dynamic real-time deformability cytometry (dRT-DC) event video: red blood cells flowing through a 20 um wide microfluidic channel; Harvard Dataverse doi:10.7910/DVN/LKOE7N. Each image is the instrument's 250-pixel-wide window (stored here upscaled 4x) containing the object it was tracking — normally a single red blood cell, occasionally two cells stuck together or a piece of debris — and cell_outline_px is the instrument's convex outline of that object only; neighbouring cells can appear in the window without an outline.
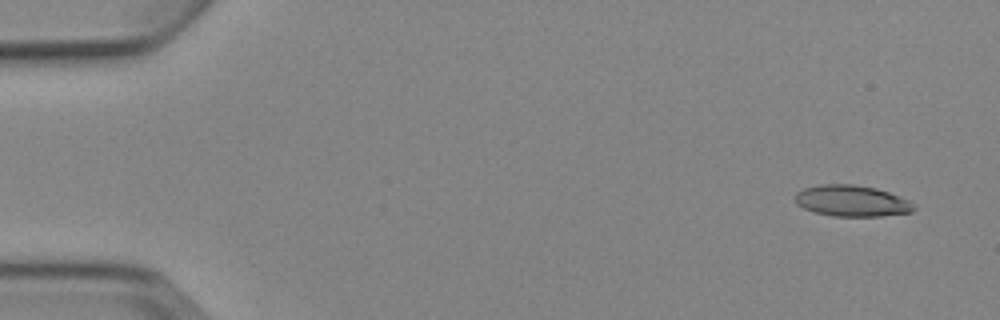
{"species": "Egyptian fruit bat (a non-hibernating species)", "species_latin": "Rousettus aegyptiacus", "temperature_condition": "cold", "stored_images_in_passage": 5, "camera_frame_rate_fps": 3000, "um_per_image_px": 0.085, "animal": {"sex": "female"}, "frame": {"image": 1, "passage_image": 1, "time_ms": 0.0, "image_size_px": [1000, 320], "cell_outline_px": [[916, 208], [912, 212], [880, 216], [832, 216], [816, 212], [804, 208], [796, 204], [796, 192], [804, 188], [820, 184], [852, 184], [876, 188], [888, 192], [908, 200], [916, 204]], "centroid_in_image_um": [72.42, 17.07], "position_along_channel_um": 12.6, "area_um2": 21.56}}
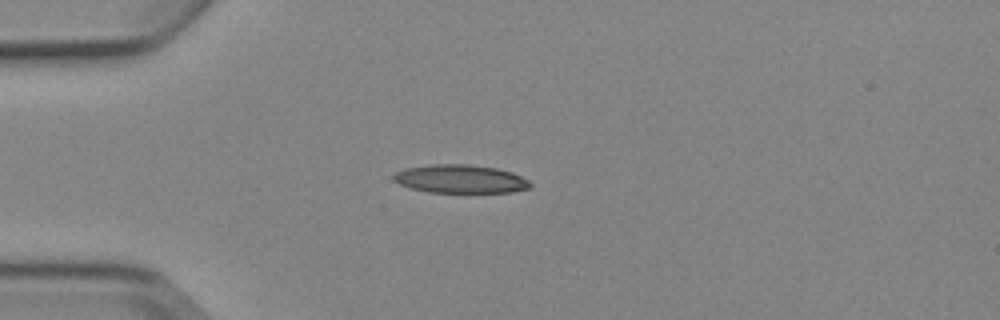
{"frame": {"image": 2, "passage_image": 4, "time_ms": 3.667, "image_size_px": [1000, 320], "cell_outline_px": [[532, 188], [512, 192], [428, 192], [412, 188], [400, 184], [392, 180], [392, 176], [396, 172], [404, 168], [428, 164], [468, 164], [496, 168], [512, 172], [528, 180], [532, 184]], "centroid_in_image_um": [39.13, 15.2], "position_along_channel_um": 45.9, "area_um2": 22.72}}